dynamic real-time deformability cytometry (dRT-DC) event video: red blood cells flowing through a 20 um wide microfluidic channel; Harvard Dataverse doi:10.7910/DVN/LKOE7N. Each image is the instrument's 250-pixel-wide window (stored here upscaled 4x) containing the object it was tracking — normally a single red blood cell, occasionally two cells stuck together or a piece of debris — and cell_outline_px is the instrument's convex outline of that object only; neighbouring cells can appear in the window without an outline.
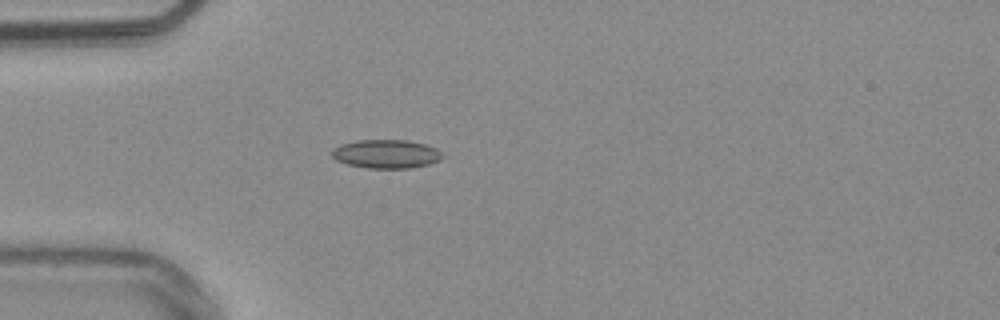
{"species": "common noctule bat (a hibernating species)", "species_latin": "Nyctalus noctula", "temperature_condition": "warm", "stored_images_in_passage": 27, "camera_frame_rate_fps": 3000, "um_per_image_px": 0.085, "animal": {"sex": "male", "body_mass_g": 20.4}, "frame": {"image": 1, "passage_image": 1, "time_ms": 0.0, "image_size_px": [1000, 320], "cell_outline_px": [[444, 156], [440, 160], [428, 164], [412, 168], [368, 168], [348, 164], [336, 160], [332, 156], [332, 148], [340, 144], [356, 140], [408, 140], [424, 144], [436, 148], [444, 152]], "centroid_in_image_um": [32.84, 13.08], "position_along_channel_um": 52.2, "area_um2": 18.61}}